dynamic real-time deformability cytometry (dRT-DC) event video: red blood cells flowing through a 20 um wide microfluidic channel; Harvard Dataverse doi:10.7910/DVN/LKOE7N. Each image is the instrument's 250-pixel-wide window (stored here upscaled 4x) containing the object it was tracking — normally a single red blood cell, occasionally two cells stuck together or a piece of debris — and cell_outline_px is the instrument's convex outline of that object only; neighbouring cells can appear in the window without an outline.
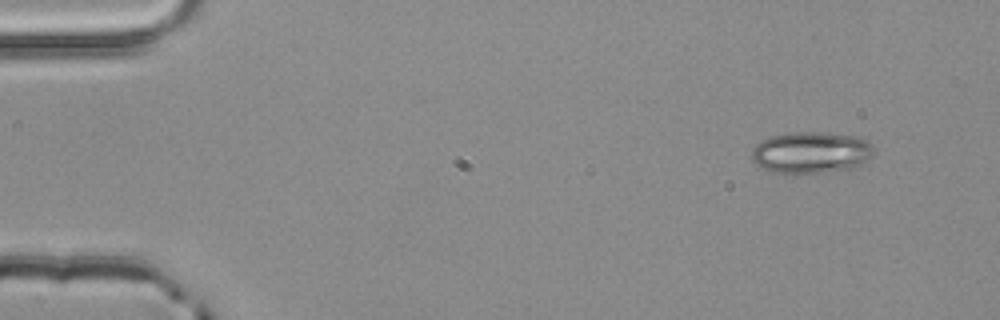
{"species": "common noctule bat (a hibernating species)", "species_latin": "Nyctalus noctula", "temperature_condition": "room temperature", "stored_images_in_passage": 3, "camera_frame_rate_fps": 3000, "um_per_image_px": 0.085, "animal": {"sex": "male", "body_mass_g": 20.4}, "frame": {"image": 1, "passage_image": 1, "time_ms": 0.0, "image_size_px": [1000, 320], "cell_outline_px": [[872, 156], [860, 164], [852, 168], [824, 172], [772, 172], [756, 164], [752, 160], [752, 148], [760, 140], [772, 136], [792, 132], [820, 132], [856, 136], [868, 140], [872, 144]], "centroid_in_image_um": [68.93, 12.94], "position_along_channel_um": 16.1, "area_um2": 29.3}}